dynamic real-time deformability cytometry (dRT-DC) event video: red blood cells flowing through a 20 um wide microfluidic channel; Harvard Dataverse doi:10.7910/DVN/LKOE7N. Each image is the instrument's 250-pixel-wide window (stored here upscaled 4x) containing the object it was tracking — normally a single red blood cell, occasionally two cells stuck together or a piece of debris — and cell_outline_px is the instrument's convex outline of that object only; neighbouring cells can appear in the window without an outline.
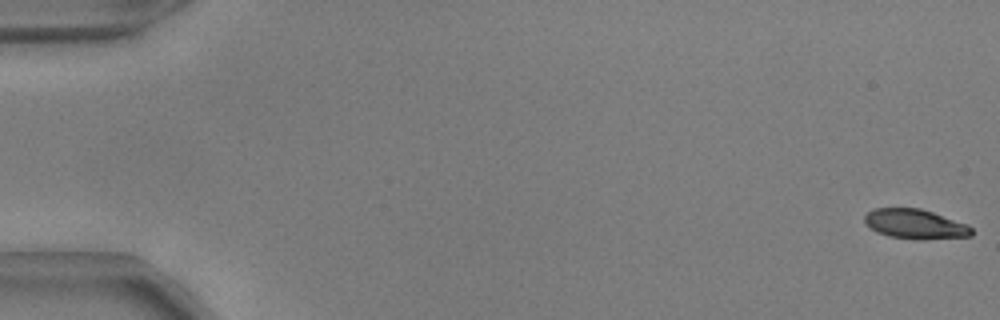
{"species": "common noctule bat (a hibernating species)", "species_latin": "Nyctalus noctula", "temperature_condition": "warm", "stored_images_in_passage": 54, "camera_frame_rate_fps": 3000, "um_per_image_px": 0.085, "animal": {"sex": "male", "body_mass_g": 17.9, "forearm_length_mm": 54.2}, "frame": {"image": 1, "passage_image": 1, "time_ms": 0.0, "image_size_px": [1000, 320], "cell_outline_px": [[972, 236], [888, 236], [876, 232], [864, 224], [864, 216], [872, 208], [920, 208], [968, 224], [972, 228]], "centroid_in_image_um": [77.69, 18.97], "position_along_channel_um": 7.3, "area_um2": 17.46}}
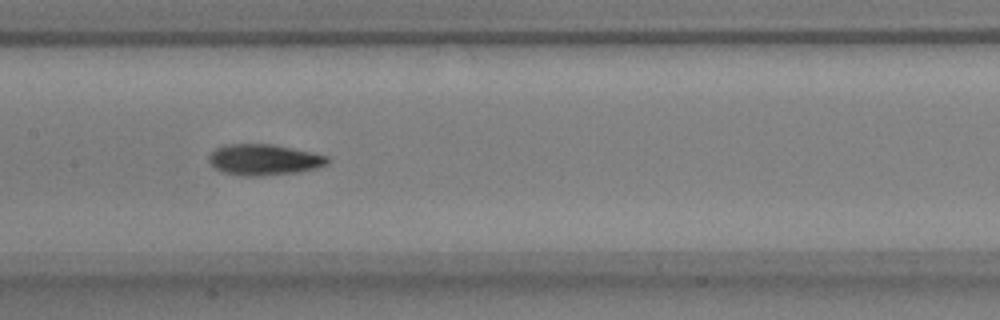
{"frame": {"image": 2, "passage_image": 27, "time_ms": 8.667, "image_size_px": [1000, 320], "cell_outline_px": [[332, 160], [328, 164], [316, 168], [300, 172], [264, 176], [240, 176], [220, 172], [208, 160], [208, 156], [216, 148], [224, 144], [272, 144], [312, 152], [328, 156]], "centroid_in_image_um": [22.45, 13.58], "position_along_channel_um": 184.9, "area_um2": 21.73}}
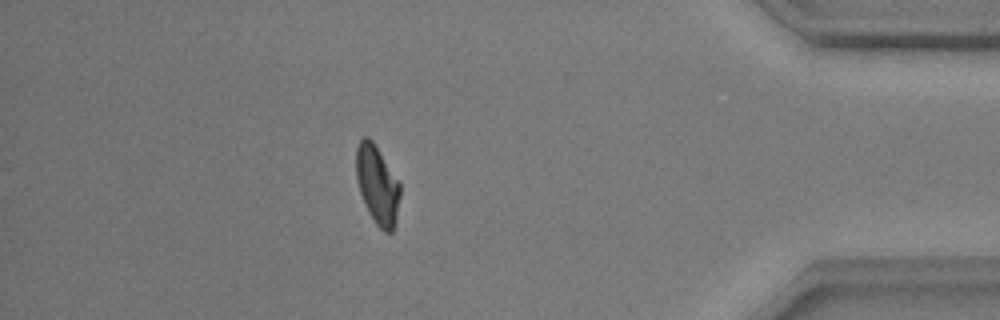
{"frame": {"image": 3, "passage_image": 47, "time_ms": 15.333, "image_size_px": [1000, 320], "cell_outline_px": [[400, 196], [396, 224], [392, 232], [384, 232], [376, 224], [368, 212], [360, 192], [356, 180], [356, 148], [360, 140], [364, 136], [368, 136], [372, 140], [400, 184]], "centroid_in_image_um": [32.07, 15.74], "position_along_channel_um": 403.1, "area_um2": 20.06}, "authors_computed_cell_mechanics": {"area_um2": 20.3456, "velocity_mm_per_s": 3.8495, "shape_relaxation_time_tau1_ms": 6.4937, "shape_relaxation_time_tau2_ms": 3.4661, "deformation_change_tau1": 0.1988, "deformation_change_tau2": 0.0952}}